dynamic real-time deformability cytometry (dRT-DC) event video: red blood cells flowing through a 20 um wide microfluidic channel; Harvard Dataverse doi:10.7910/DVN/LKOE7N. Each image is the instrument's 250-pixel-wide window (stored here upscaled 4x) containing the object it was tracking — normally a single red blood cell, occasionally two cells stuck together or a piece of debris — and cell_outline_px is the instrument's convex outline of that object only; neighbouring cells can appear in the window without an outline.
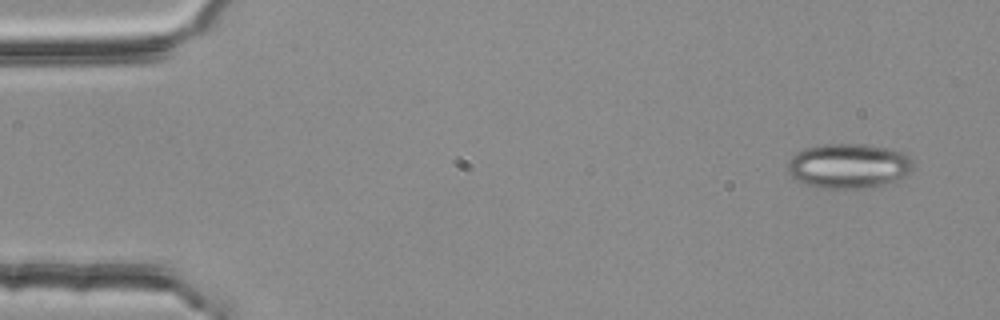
{"species": "common noctule bat (a hibernating species)", "species_latin": "Nyctalus noctula", "temperature_condition": "room temperature", "stored_images_in_passage": 5, "camera_frame_rate_fps": 3000, "um_per_image_px": 0.085, "animal": {"sex": "female", "body_mass_g": 25.1}, "frame": {"image": 1, "passage_image": 1, "time_ms": 0.0, "image_size_px": [1000, 320], "cell_outline_px": [[916, 164], [904, 176], [896, 180], [876, 188], [820, 188], [800, 184], [788, 172], [788, 160], [796, 152], [804, 148], [824, 144], [864, 144], [904, 152]], "centroid_in_image_um": [72.11, 14.12], "position_along_channel_um": 12.9, "area_um2": 33.12}}
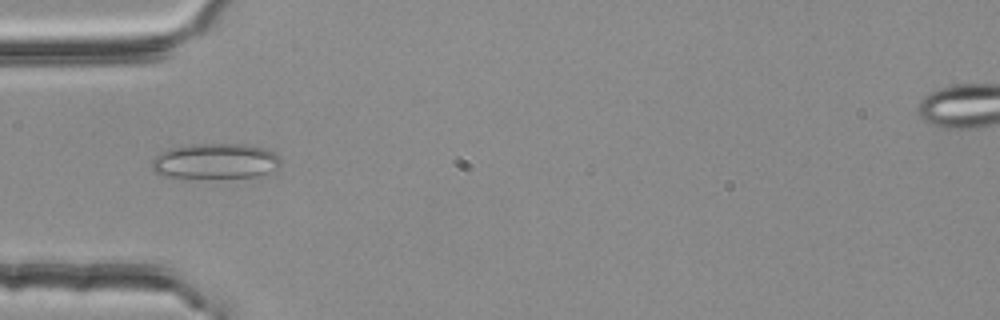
{"frame": {"image": 2, "passage_image": 4, "time_ms": 1.0, "image_size_px": [1000, 320], "cell_outline_px": [[280, 164], [276, 168], [256, 176], [164, 176], [152, 172], [152, 160], [160, 152], [168, 148], [192, 144], [244, 144], [264, 148], [272, 152], [280, 160]], "centroid_in_image_um": [18.24, 13.66], "position_along_channel_um": 66.8, "area_um2": 25.84}}
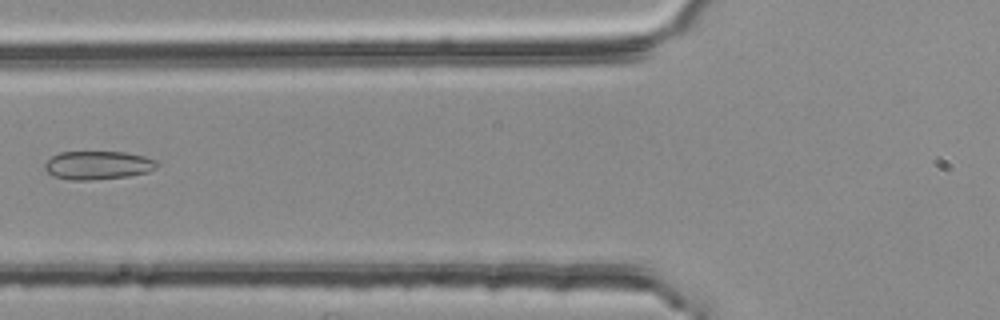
{"frame": {"image": 3, "passage_image": 5, "time_ms": 1.333, "image_size_px": [1000, 320], "cell_outline_px": [[160, 164], [156, 168], [148, 172], [128, 176], [92, 180], [68, 180], [56, 176], [48, 172], [44, 168], [44, 164], [52, 156], [60, 152], [124, 152], [144, 156], [156, 160]], "centroid_in_image_um": [8.34, 14.04], "position_along_channel_um": 117.5, "area_um2": 18.61}}